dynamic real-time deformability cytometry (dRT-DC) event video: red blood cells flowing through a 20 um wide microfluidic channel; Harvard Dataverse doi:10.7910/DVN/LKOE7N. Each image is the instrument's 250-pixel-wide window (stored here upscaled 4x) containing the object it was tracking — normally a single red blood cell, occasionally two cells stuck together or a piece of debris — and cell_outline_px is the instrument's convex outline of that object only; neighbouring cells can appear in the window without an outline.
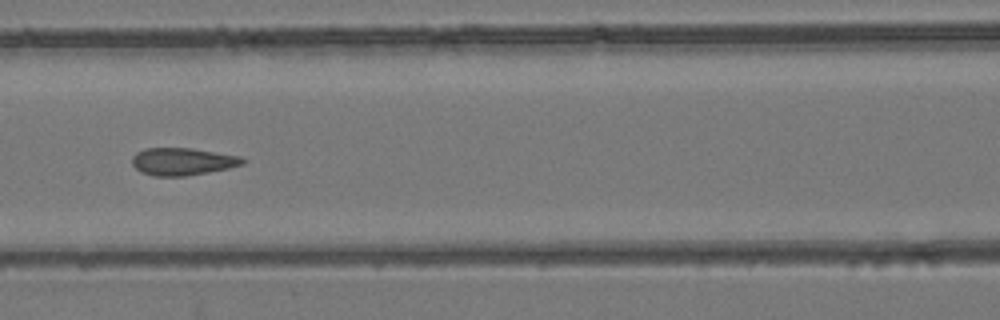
{"species": "common noctule bat (a hibernating species)", "species_latin": "Nyctalus noctula", "temperature_condition": "room temperature", "stored_images_in_passage": 6, "camera_frame_rate_fps": 3000, "um_per_image_px": 0.085, "animal": {"sex": "female", "body_mass_g": 24.6, "forearm_length_mm": 56.2}, "frame": {"image": 1, "passage_image": 6, "time_ms": 6.667, "image_size_px": [1000, 320], "cell_outline_px": [[244, 164], [228, 168], [208, 172], [184, 176], [152, 176], [140, 172], [132, 164], [132, 156], [136, 152], [144, 148], [192, 148], [240, 156], [244, 160]], "centroid_in_image_um": [15.47, 13.73], "position_along_channel_um": 151.1, "area_um2": 17.69}}